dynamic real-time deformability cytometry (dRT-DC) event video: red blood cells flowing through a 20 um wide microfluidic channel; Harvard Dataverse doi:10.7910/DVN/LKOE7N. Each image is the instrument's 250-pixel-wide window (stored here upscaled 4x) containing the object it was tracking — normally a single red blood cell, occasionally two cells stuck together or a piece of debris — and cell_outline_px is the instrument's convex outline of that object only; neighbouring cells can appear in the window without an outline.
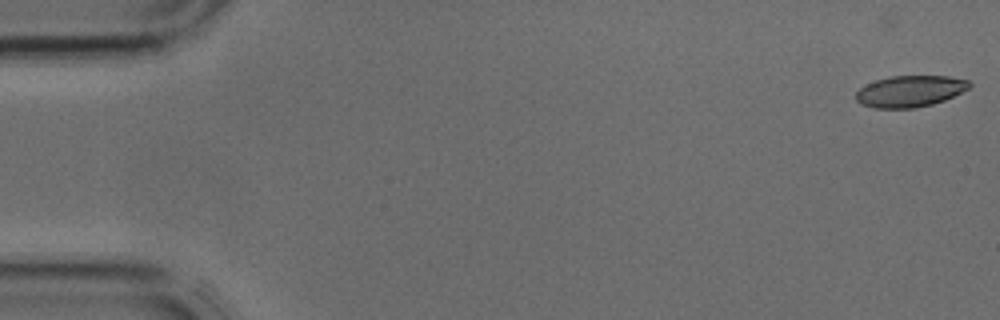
{"species": "common noctule bat (a hibernating species)", "species_latin": "Nyctalus noctula", "temperature_condition": "cold", "stored_images_in_passage": 43, "camera_frame_rate_fps": 3000, "um_per_image_px": 0.085, "animal": {"sex": "male", "body_mass_g": 17.9, "forearm_length_mm": 54.2}, "frame": {"image": 1, "passage_image": 2, "time_ms": 0.333, "image_size_px": [1000, 320], "cell_outline_px": [[972, 84], [968, 88], [944, 100], [932, 104], [916, 108], [872, 108], [860, 104], [856, 100], [856, 92], [864, 84], [876, 80], [892, 76], [948, 76], [968, 80]], "centroid_in_image_um": [77.31, 7.76], "position_along_channel_um": 7.7, "area_um2": 20.75}}
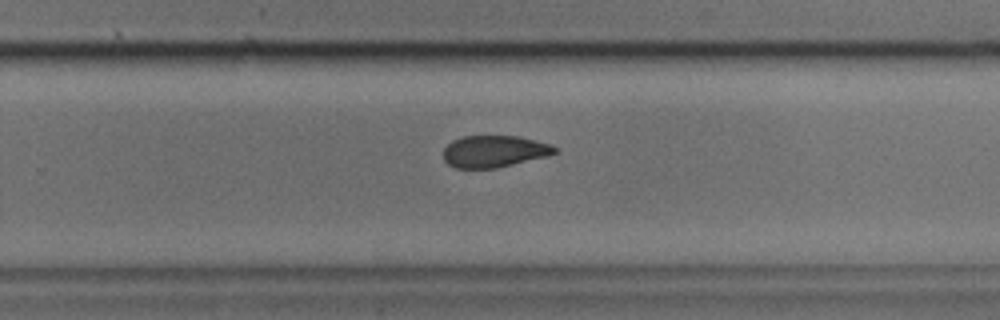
{"frame": {"image": 2, "passage_image": 28, "time_ms": 9.0, "image_size_px": [1000, 320], "cell_outline_px": [[556, 152], [548, 156], [496, 168], [456, 168], [448, 164], [444, 160], [444, 148], [452, 140], [464, 136], [516, 136], [548, 144], [556, 148]], "centroid_in_image_um": [41.96, 12.87], "position_along_channel_um": 287.8, "area_um2": 20.4}}
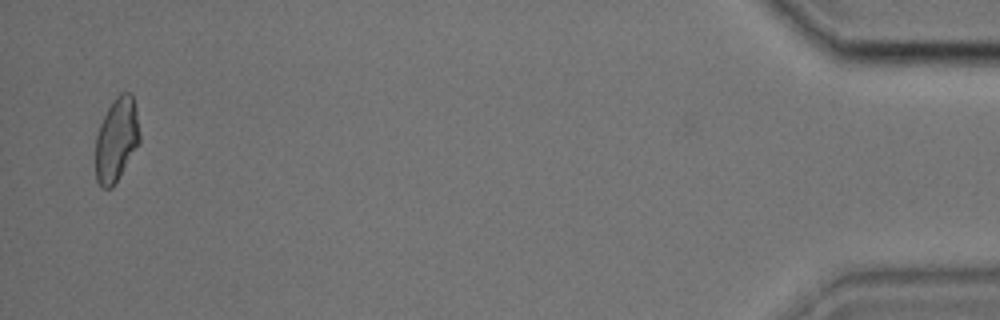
{"frame": {"image": 3, "passage_image": 42, "time_ms": 13.667, "image_size_px": [1000, 320], "cell_outline_px": [[140, 140], [112, 188], [104, 188], [96, 180], [96, 136], [100, 124], [112, 100], [120, 92], [128, 92], [132, 96], [136, 112], [140, 136]], "centroid_in_image_um": [9.88, 11.84], "position_along_channel_um": 425.3, "area_um2": 21.04}}